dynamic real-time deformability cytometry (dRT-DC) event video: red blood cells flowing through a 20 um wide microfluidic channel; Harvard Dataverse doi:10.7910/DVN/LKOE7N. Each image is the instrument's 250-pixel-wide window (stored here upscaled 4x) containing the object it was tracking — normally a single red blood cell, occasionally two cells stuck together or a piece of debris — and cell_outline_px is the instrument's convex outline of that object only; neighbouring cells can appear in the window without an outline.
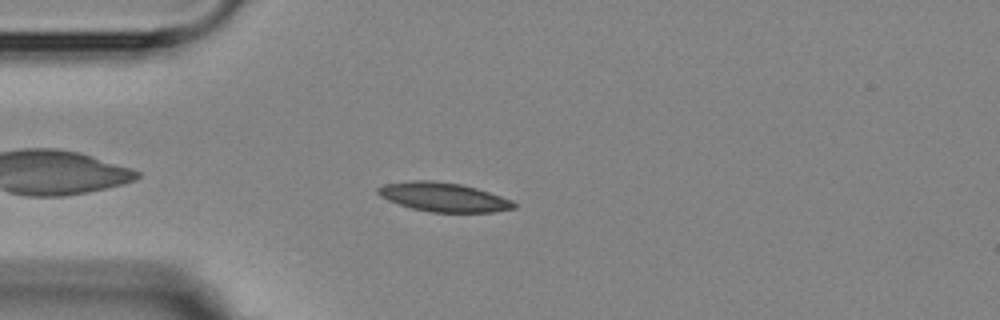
{"species": "Egyptian fruit bat (a non-hibernating species)", "species_latin": "Rousettus aegyptiacus", "temperature_condition": "room temperature", "stored_images_in_passage": 7, "camera_frame_rate_fps": 3000, "um_per_image_px": 0.085, "animal": {"sex": "female"}, "frame": {"image": 1, "passage_image": 4, "time_ms": 3.667, "image_size_px": [1000, 320], "cell_outline_px": [[516, 208], [492, 212], [432, 212], [412, 208], [388, 200], [380, 196], [376, 192], [376, 188], [384, 184], [412, 180], [432, 180], [460, 184], [476, 188], [512, 200], [516, 204]], "centroid_in_image_um": [37.68, 16.75], "position_along_channel_um": 47.3, "area_um2": 22.89}}
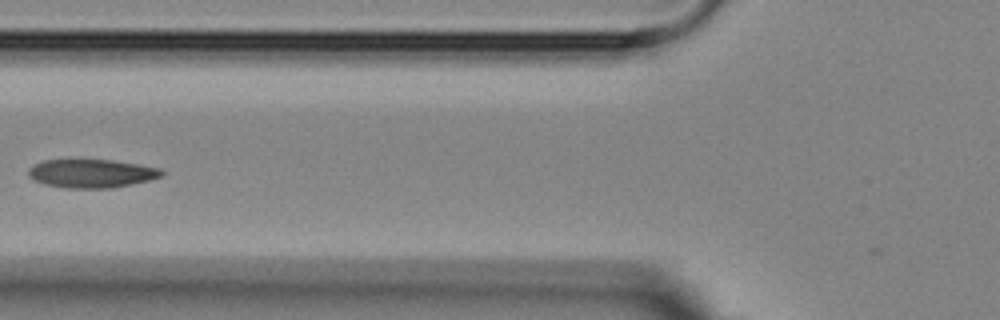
{"frame": {"image": 2, "passage_image": 6, "time_ms": 6.0, "image_size_px": [1000, 320], "cell_outline_px": [[164, 176], [132, 184], [112, 188], [64, 188], [44, 184], [32, 180], [28, 176], [28, 168], [32, 164], [44, 160], [112, 160], [160, 168], [164, 172]], "centroid_in_image_um": [7.74, 14.75], "position_along_channel_um": 118.1, "area_um2": 22.25}}
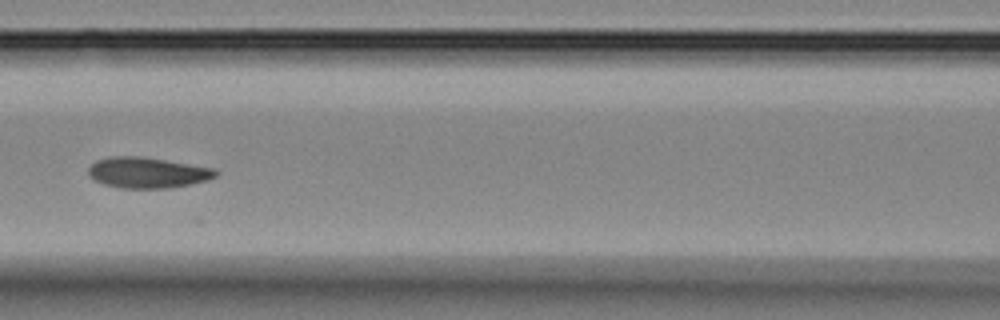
{"frame": {"image": 3, "passage_image": 7, "time_ms": 7.0, "image_size_px": [1000, 320], "cell_outline_px": [[216, 176], [204, 180], [188, 184], [168, 188], [120, 188], [104, 184], [88, 176], [88, 168], [96, 160], [112, 156], [140, 156], [216, 168]], "centroid_in_image_um": [12.49, 14.66], "position_along_channel_um": 154.1, "area_um2": 22.6}}